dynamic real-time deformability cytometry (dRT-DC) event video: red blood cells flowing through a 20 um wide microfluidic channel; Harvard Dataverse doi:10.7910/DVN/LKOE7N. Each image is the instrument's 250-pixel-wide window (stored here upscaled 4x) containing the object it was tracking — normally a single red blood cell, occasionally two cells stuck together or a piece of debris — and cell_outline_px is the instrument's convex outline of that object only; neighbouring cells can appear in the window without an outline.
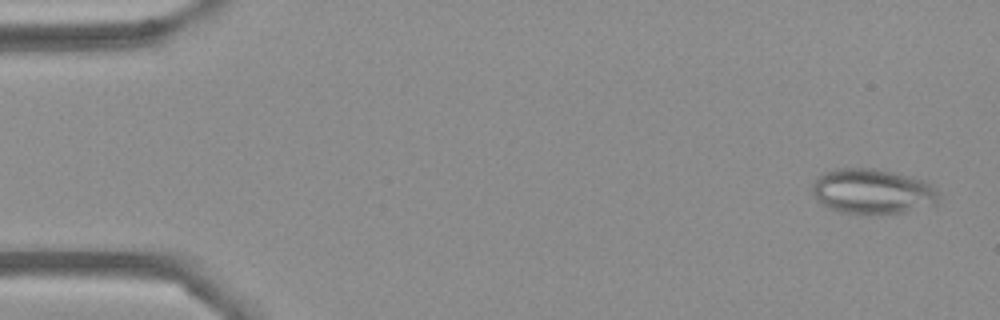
{"species": "Egyptian fruit bat (a non-hibernating species)", "species_latin": "Rousettus aegyptiacus", "temperature_condition": "cold", "stored_images_in_passage": 54, "camera_frame_rate_fps": 3000, "um_per_image_px": 0.085, "frame": {"image": 1, "passage_image": 2, "time_ms": 0.333, "image_size_px": [1000, 320], "cell_outline_px": [[940, 200], [936, 204], [904, 212], [840, 212], [828, 208], [816, 200], [812, 192], [812, 184], [816, 176], [824, 172], [836, 168], [876, 168], [896, 172], [912, 176], [924, 180], [932, 184], [940, 192]], "centroid_in_image_um": [74.18, 16.23], "position_along_channel_um": 10.8, "area_um2": 33.47}}
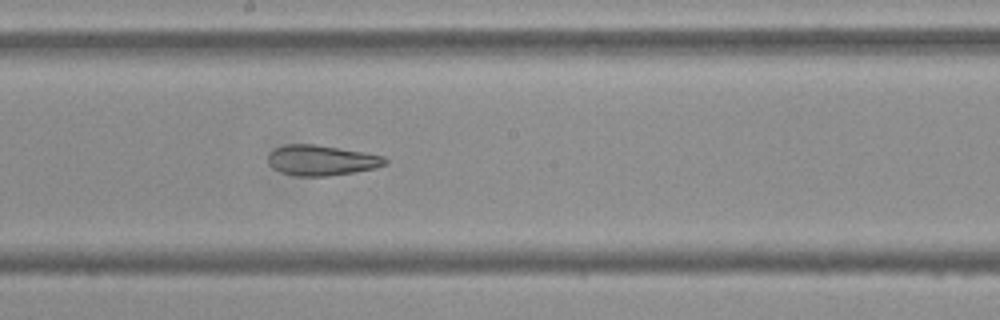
{"frame": {"image": 2, "passage_image": 29, "time_ms": 9.333, "image_size_px": [1000, 320], "cell_outline_px": [[388, 164], [376, 168], [328, 176], [296, 176], [280, 172], [272, 168], [268, 164], [268, 156], [276, 148], [288, 144], [316, 144], [364, 152], [384, 156], [388, 160]], "centroid_in_image_um": [27.34, 13.63], "position_along_channel_um": 220.9, "area_um2": 20.75}}
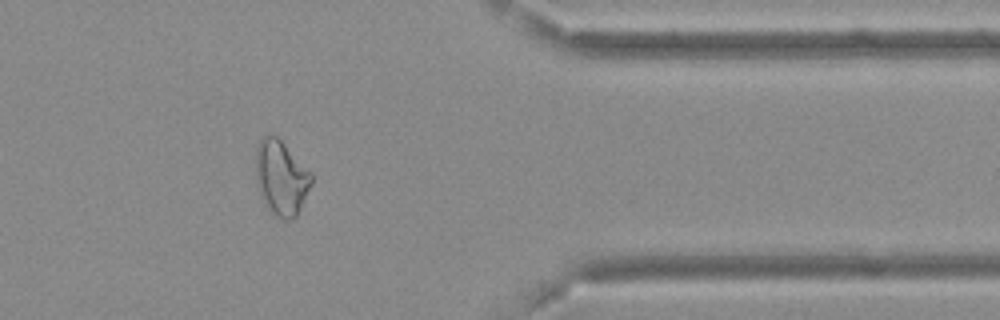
{"frame": {"image": 3, "passage_image": 44, "time_ms": 14.333, "image_size_px": [1000, 320], "cell_outline_px": [[312, 184], [296, 216], [292, 220], [280, 220], [264, 204], [260, 196], [256, 184], [256, 148], [260, 140], [268, 132], [276, 136], [312, 172]], "centroid_in_image_um": [23.89, 15.12], "position_along_channel_um": 387.5, "area_um2": 24.45}, "authors_computed_cell_mechanics": {"area_um2": 25.3742, "velocity_mm_per_s": 3.6996, "shape_relaxation_time_tau1_ms": null, "shape_relaxation_time_tau2_ms": 4.3189, "deformation_change_tau1": null, "deformation_change_tau2": 0.1326}}